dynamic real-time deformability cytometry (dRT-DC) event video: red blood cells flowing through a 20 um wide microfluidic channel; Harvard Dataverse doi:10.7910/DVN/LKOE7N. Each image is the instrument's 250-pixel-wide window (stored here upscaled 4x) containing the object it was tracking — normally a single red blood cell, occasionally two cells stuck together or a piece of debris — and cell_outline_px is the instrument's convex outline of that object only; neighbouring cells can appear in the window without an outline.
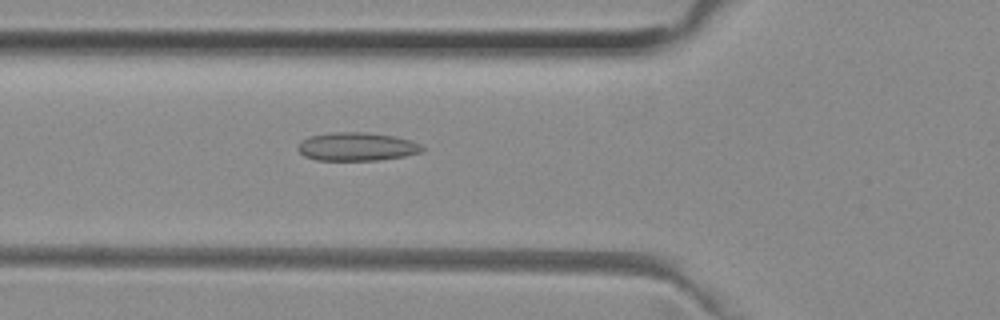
{"species": "common noctule bat (a hibernating species)", "species_latin": "Nyctalus noctula", "temperature_condition": "room temperature", "stored_images_in_passage": 39, "camera_frame_rate_fps": 3000, "um_per_image_px": 0.085, "animal": {"sex": "female", "body_mass_g": 29.2, "forearm_length_mm": 56.3}, "frame": {"image": 1, "passage_image": 6, "time_ms": 1.667, "image_size_px": [1000, 320], "cell_outline_px": [[424, 148], [420, 152], [404, 156], [376, 160], [316, 160], [304, 156], [296, 148], [308, 136], [332, 132], [364, 132], [392, 136], [408, 140], [420, 144]], "centroid_in_image_um": [30.29, 12.46], "position_along_channel_um": 95.5, "area_um2": 20.29}}
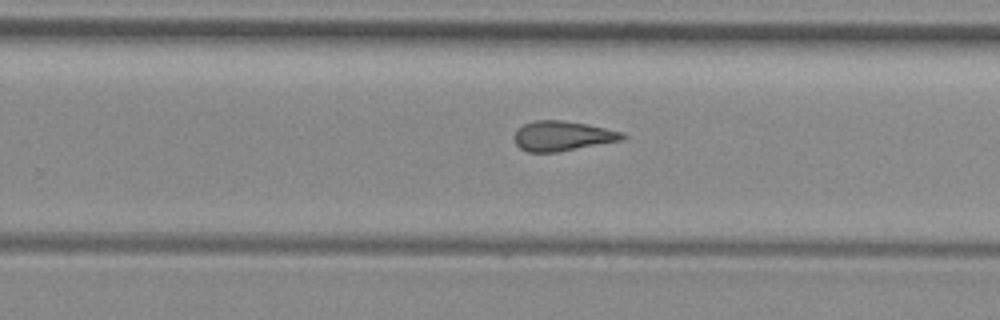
{"frame": {"image": 2, "passage_image": 20, "time_ms": 6.333, "image_size_px": [1000, 320], "cell_outline_px": [[628, 136], [624, 140], [556, 152], [528, 152], [520, 148], [516, 144], [512, 136], [524, 124], [532, 120], [560, 120], [584, 124], [604, 128], [620, 132]], "centroid_in_image_um": [47.78, 11.56], "position_along_channel_um": 282.0, "area_um2": 18.67}}
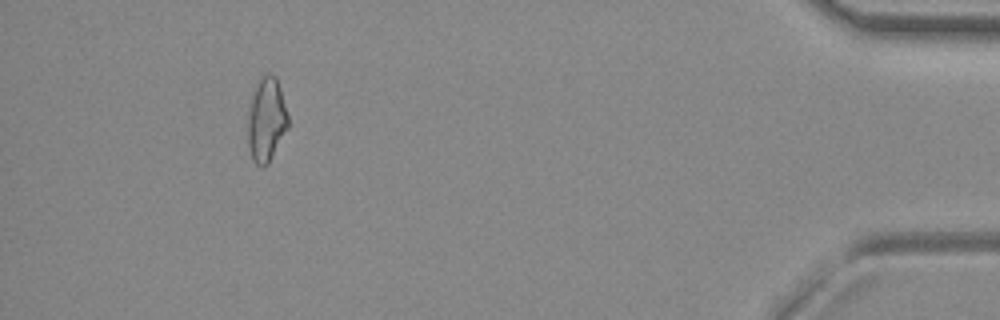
{"frame": {"image": 3, "passage_image": 35, "time_ms": 11.333, "image_size_px": [1000, 320], "cell_outline_px": [[288, 128], [268, 164], [264, 168], [260, 168], [252, 160], [248, 144], [248, 116], [252, 92], [256, 80], [264, 72], [268, 72], [276, 76], [280, 88], [288, 116]], "centroid_in_image_um": [22.63, 10.15], "position_along_channel_um": 412.6, "area_um2": 20.11}, "authors_computed_cell_mechanics": {"area_um2": 19.074, "velocity_mm_per_s": 3.9964, "shape_relaxation_time_tau1_ms": null, "shape_relaxation_time_tau2_ms": 3.4634, "deformation_change_tau1": null, "deformation_change_tau2": 0.115}}